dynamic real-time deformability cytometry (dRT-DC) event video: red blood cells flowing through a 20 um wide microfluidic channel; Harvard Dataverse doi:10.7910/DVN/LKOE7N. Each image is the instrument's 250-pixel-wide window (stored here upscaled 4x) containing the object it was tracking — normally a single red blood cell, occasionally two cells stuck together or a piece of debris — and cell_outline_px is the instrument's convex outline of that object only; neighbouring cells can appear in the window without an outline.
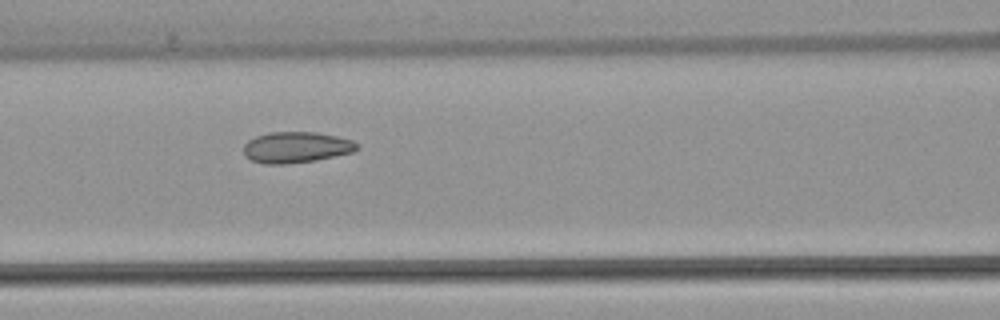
{"species": "common noctule bat (a hibernating species)", "species_latin": "Nyctalus noctula", "temperature_condition": "warm", "stored_images_in_passage": 5, "camera_frame_rate_fps": 3000, "um_per_image_px": 0.085, "animal": {"sex": "female", "body_mass_g": 22.7, "forearm_length_mm": 54.2}, "frame": {"image": 1, "passage_image": 4, "time_ms": 4.667, "image_size_px": [1000, 320], "cell_outline_px": [[360, 148], [352, 152], [316, 160], [284, 164], [264, 164], [252, 160], [244, 156], [244, 144], [248, 140], [256, 136], [268, 132], [316, 132], [336, 136], [352, 140], [360, 144]], "centroid_in_image_um": [25.18, 12.52], "position_along_channel_um": 141.4, "area_um2": 20.58}}
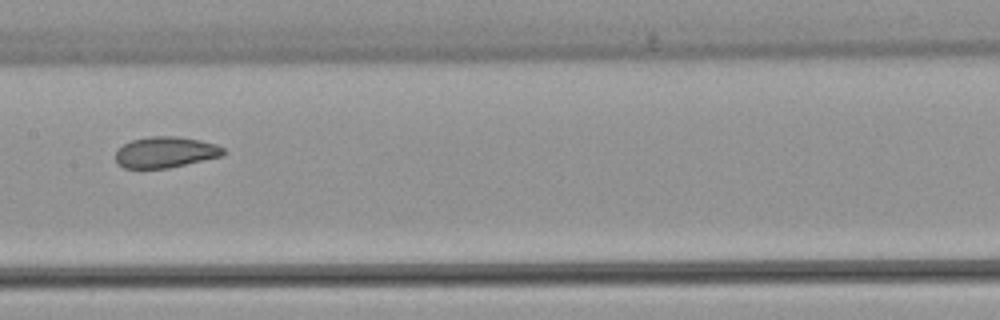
{"frame": {"image": 2, "passage_image": 5, "time_ms": 6.0, "image_size_px": [1000, 320], "cell_outline_px": [[224, 152], [220, 156], [168, 168], [124, 168], [116, 164], [116, 152], [124, 144], [132, 140], [148, 136], [176, 136], [200, 140], [216, 144], [224, 148]], "centroid_in_image_um": [14.03, 12.93], "position_along_channel_um": 193.4, "area_um2": 19.31}}